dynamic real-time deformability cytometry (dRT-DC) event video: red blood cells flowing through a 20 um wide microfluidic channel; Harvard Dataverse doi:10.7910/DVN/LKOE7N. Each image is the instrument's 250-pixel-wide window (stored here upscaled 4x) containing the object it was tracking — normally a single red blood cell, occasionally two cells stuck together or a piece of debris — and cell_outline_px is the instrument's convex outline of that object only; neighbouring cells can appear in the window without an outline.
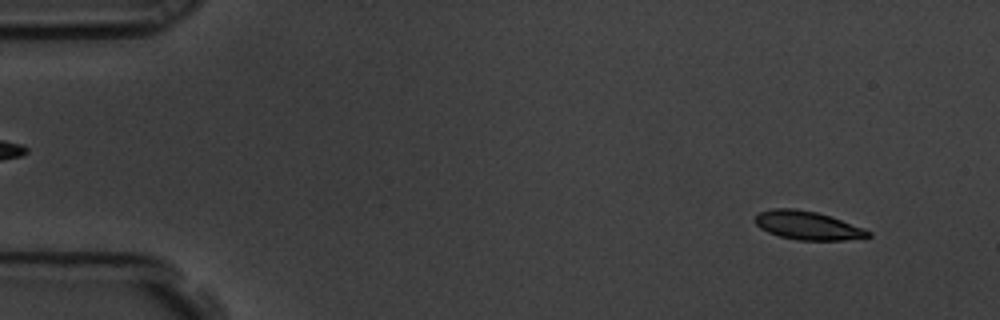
{"species": "common noctule bat (a hibernating species)", "species_latin": "Nyctalus noctula", "temperature_condition": "room temperature", "stored_images_in_passage": 55, "segment_of_instrument_passage": [1, 2], "camera_frame_rate_fps": 3000, "um_per_image_px": 0.085, "animal": {"sex": "male", "body_mass_g": 19.5, "forearm_length_mm": 54.6}, "frame": {"image": 1, "passage_image": 1, "time_ms": 0.0, "image_size_px": [1000, 320], "cell_outline_px": [[872, 236], [844, 240], [796, 240], [780, 236], [768, 232], [760, 228], [752, 220], [760, 212], [772, 208], [796, 208], [816, 212], [864, 228], [872, 232]], "centroid_in_image_um": [68.62, 19.16], "position_along_channel_um": 16.4, "area_um2": 18.73}}
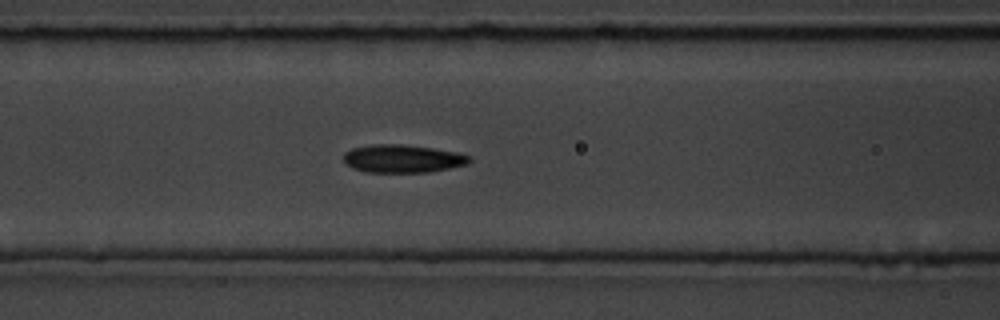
{"frame": {"image": 2, "passage_image": 20, "time_ms": 6.333, "image_size_px": [1000, 320], "cell_outline_px": [[472, 160], [468, 164], [428, 172], [368, 172], [352, 168], [344, 164], [344, 152], [352, 148], [372, 144], [400, 144], [432, 148], [456, 152], [468, 156]], "centroid_in_image_um": [34.18, 13.48], "position_along_channel_um": 132.4, "area_um2": 20.46}}
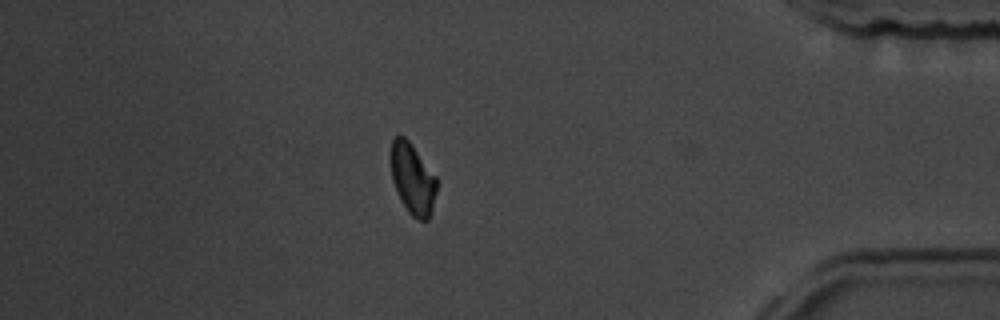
{"frame": {"image": 3, "passage_image": 46, "time_ms": 15.0, "image_size_px": [1000, 320], "cell_outline_px": [[436, 192], [432, 208], [428, 220], [420, 220], [412, 216], [408, 212], [400, 200], [396, 192], [392, 180], [392, 140], [396, 136], [404, 136], [408, 140], [436, 176]], "centroid_in_image_um": [35.07, 15.23], "position_along_channel_um": 400.1, "area_um2": 18.61}}